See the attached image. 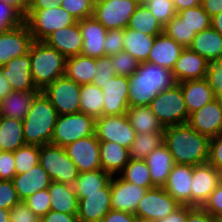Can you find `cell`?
<instances>
[{"label": "cell", "mask_w": 222, "mask_h": 222, "mask_svg": "<svg viewBox=\"0 0 222 222\" xmlns=\"http://www.w3.org/2000/svg\"><path fill=\"white\" fill-rule=\"evenodd\" d=\"M176 84L172 70L155 63H139L136 72L128 77L129 107L149 106L158 93Z\"/></svg>", "instance_id": "obj_1"}, {"label": "cell", "mask_w": 222, "mask_h": 222, "mask_svg": "<svg viewBox=\"0 0 222 222\" xmlns=\"http://www.w3.org/2000/svg\"><path fill=\"white\" fill-rule=\"evenodd\" d=\"M164 143L175 164L196 166L207 163L210 138L187 123L164 128Z\"/></svg>", "instance_id": "obj_2"}, {"label": "cell", "mask_w": 222, "mask_h": 222, "mask_svg": "<svg viewBox=\"0 0 222 222\" xmlns=\"http://www.w3.org/2000/svg\"><path fill=\"white\" fill-rule=\"evenodd\" d=\"M58 113L49 99L40 91L32 101L23 119L25 144L43 146L51 144Z\"/></svg>", "instance_id": "obj_3"}, {"label": "cell", "mask_w": 222, "mask_h": 222, "mask_svg": "<svg viewBox=\"0 0 222 222\" xmlns=\"http://www.w3.org/2000/svg\"><path fill=\"white\" fill-rule=\"evenodd\" d=\"M30 69L35 86L40 91L56 79L65 76L66 58L44 41L30 45Z\"/></svg>", "instance_id": "obj_4"}, {"label": "cell", "mask_w": 222, "mask_h": 222, "mask_svg": "<svg viewBox=\"0 0 222 222\" xmlns=\"http://www.w3.org/2000/svg\"><path fill=\"white\" fill-rule=\"evenodd\" d=\"M24 22L34 41H44L54 31L75 24L77 20L58 5L52 9H29Z\"/></svg>", "instance_id": "obj_5"}, {"label": "cell", "mask_w": 222, "mask_h": 222, "mask_svg": "<svg viewBox=\"0 0 222 222\" xmlns=\"http://www.w3.org/2000/svg\"><path fill=\"white\" fill-rule=\"evenodd\" d=\"M149 107L164 128L188 122L189 113L178 84L158 93Z\"/></svg>", "instance_id": "obj_6"}, {"label": "cell", "mask_w": 222, "mask_h": 222, "mask_svg": "<svg viewBox=\"0 0 222 222\" xmlns=\"http://www.w3.org/2000/svg\"><path fill=\"white\" fill-rule=\"evenodd\" d=\"M39 164L52 181L71 186L80 173L76 164L69 158L65 147L53 144L39 146Z\"/></svg>", "instance_id": "obj_7"}, {"label": "cell", "mask_w": 222, "mask_h": 222, "mask_svg": "<svg viewBox=\"0 0 222 222\" xmlns=\"http://www.w3.org/2000/svg\"><path fill=\"white\" fill-rule=\"evenodd\" d=\"M96 119L85 113L58 115L51 144L66 147L78 139L95 134Z\"/></svg>", "instance_id": "obj_8"}, {"label": "cell", "mask_w": 222, "mask_h": 222, "mask_svg": "<svg viewBox=\"0 0 222 222\" xmlns=\"http://www.w3.org/2000/svg\"><path fill=\"white\" fill-rule=\"evenodd\" d=\"M81 85L62 76L43 90L58 115H68L79 112Z\"/></svg>", "instance_id": "obj_9"}, {"label": "cell", "mask_w": 222, "mask_h": 222, "mask_svg": "<svg viewBox=\"0 0 222 222\" xmlns=\"http://www.w3.org/2000/svg\"><path fill=\"white\" fill-rule=\"evenodd\" d=\"M138 6V0L95 1L93 17L107 30L125 29Z\"/></svg>", "instance_id": "obj_10"}, {"label": "cell", "mask_w": 222, "mask_h": 222, "mask_svg": "<svg viewBox=\"0 0 222 222\" xmlns=\"http://www.w3.org/2000/svg\"><path fill=\"white\" fill-rule=\"evenodd\" d=\"M180 204L163 187L148 189L139 201L135 216L143 220L157 222L171 214Z\"/></svg>", "instance_id": "obj_11"}, {"label": "cell", "mask_w": 222, "mask_h": 222, "mask_svg": "<svg viewBox=\"0 0 222 222\" xmlns=\"http://www.w3.org/2000/svg\"><path fill=\"white\" fill-rule=\"evenodd\" d=\"M95 135L99 141H111L129 149L136 132L127 115L100 116L96 119Z\"/></svg>", "instance_id": "obj_12"}, {"label": "cell", "mask_w": 222, "mask_h": 222, "mask_svg": "<svg viewBox=\"0 0 222 222\" xmlns=\"http://www.w3.org/2000/svg\"><path fill=\"white\" fill-rule=\"evenodd\" d=\"M80 222H101L111 210V179L101 192L77 193Z\"/></svg>", "instance_id": "obj_13"}, {"label": "cell", "mask_w": 222, "mask_h": 222, "mask_svg": "<svg viewBox=\"0 0 222 222\" xmlns=\"http://www.w3.org/2000/svg\"><path fill=\"white\" fill-rule=\"evenodd\" d=\"M33 41L32 34L25 22L0 32V67L13 58L26 55Z\"/></svg>", "instance_id": "obj_14"}, {"label": "cell", "mask_w": 222, "mask_h": 222, "mask_svg": "<svg viewBox=\"0 0 222 222\" xmlns=\"http://www.w3.org/2000/svg\"><path fill=\"white\" fill-rule=\"evenodd\" d=\"M65 149L80 173L102 169L99 140L95 134L78 139Z\"/></svg>", "instance_id": "obj_15"}, {"label": "cell", "mask_w": 222, "mask_h": 222, "mask_svg": "<svg viewBox=\"0 0 222 222\" xmlns=\"http://www.w3.org/2000/svg\"><path fill=\"white\" fill-rule=\"evenodd\" d=\"M222 180V173L208 162L193 166L191 206L202 207Z\"/></svg>", "instance_id": "obj_16"}, {"label": "cell", "mask_w": 222, "mask_h": 222, "mask_svg": "<svg viewBox=\"0 0 222 222\" xmlns=\"http://www.w3.org/2000/svg\"><path fill=\"white\" fill-rule=\"evenodd\" d=\"M148 191L133 183H128L119 175L111 177V210L135 214L137 205Z\"/></svg>", "instance_id": "obj_17"}, {"label": "cell", "mask_w": 222, "mask_h": 222, "mask_svg": "<svg viewBox=\"0 0 222 222\" xmlns=\"http://www.w3.org/2000/svg\"><path fill=\"white\" fill-rule=\"evenodd\" d=\"M187 124L209 138L218 135L222 132V100L215 98L190 113Z\"/></svg>", "instance_id": "obj_18"}, {"label": "cell", "mask_w": 222, "mask_h": 222, "mask_svg": "<svg viewBox=\"0 0 222 222\" xmlns=\"http://www.w3.org/2000/svg\"><path fill=\"white\" fill-rule=\"evenodd\" d=\"M103 93V116L126 114L128 104V77L116 75L111 78L104 87Z\"/></svg>", "instance_id": "obj_19"}, {"label": "cell", "mask_w": 222, "mask_h": 222, "mask_svg": "<svg viewBox=\"0 0 222 222\" xmlns=\"http://www.w3.org/2000/svg\"><path fill=\"white\" fill-rule=\"evenodd\" d=\"M0 70L10 83L12 91H40L35 86L31 75L29 53L11 59L1 66Z\"/></svg>", "instance_id": "obj_20"}, {"label": "cell", "mask_w": 222, "mask_h": 222, "mask_svg": "<svg viewBox=\"0 0 222 222\" xmlns=\"http://www.w3.org/2000/svg\"><path fill=\"white\" fill-rule=\"evenodd\" d=\"M209 61L198 53L184 48L172 69L177 83L206 77Z\"/></svg>", "instance_id": "obj_21"}, {"label": "cell", "mask_w": 222, "mask_h": 222, "mask_svg": "<svg viewBox=\"0 0 222 222\" xmlns=\"http://www.w3.org/2000/svg\"><path fill=\"white\" fill-rule=\"evenodd\" d=\"M44 42L57 49L65 58L80 55L83 46V37L80 24H75L60 28L51 33Z\"/></svg>", "instance_id": "obj_22"}, {"label": "cell", "mask_w": 222, "mask_h": 222, "mask_svg": "<svg viewBox=\"0 0 222 222\" xmlns=\"http://www.w3.org/2000/svg\"><path fill=\"white\" fill-rule=\"evenodd\" d=\"M192 173V165L175 164L163 186L180 205L191 206Z\"/></svg>", "instance_id": "obj_23"}, {"label": "cell", "mask_w": 222, "mask_h": 222, "mask_svg": "<svg viewBox=\"0 0 222 222\" xmlns=\"http://www.w3.org/2000/svg\"><path fill=\"white\" fill-rule=\"evenodd\" d=\"M83 37L81 55L93 58L105 56V37L107 29L94 17L78 21Z\"/></svg>", "instance_id": "obj_24"}, {"label": "cell", "mask_w": 222, "mask_h": 222, "mask_svg": "<svg viewBox=\"0 0 222 222\" xmlns=\"http://www.w3.org/2000/svg\"><path fill=\"white\" fill-rule=\"evenodd\" d=\"M12 182L20 200L24 201L30 195L47 189L52 180L46 170L38 163L26 173L16 174Z\"/></svg>", "instance_id": "obj_25"}, {"label": "cell", "mask_w": 222, "mask_h": 222, "mask_svg": "<svg viewBox=\"0 0 222 222\" xmlns=\"http://www.w3.org/2000/svg\"><path fill=\"white\" fill-rule=\"evenodd\" d=\"M152 183L156 187H163L173 169L175 162L168 147L163 143L155 148L146 158Z\"/></svg>", "instance_id": "obj_26"}, {"label": "cell", "mask_w": 222, "mask_h": 222, "mask_svg": "<svg viewBox=\"0 0 222 222\" xmlns=\"http://www.w3.org/2000/svg\"><path fill=\"white\" fill-rule=\"evenodd\" d=\"M183 49L163 32L155 37L147 62L172 70Z\"/></svg>", "instance_id": "obj_27"}, {"label": "cell", "mask_w": 222, "mask_h": 222, "mask_svg": "<svg viewBox=\"0 0 222 222\" xmlns=\"http://www.w3.org/2000/svg\"><path fill=\"white\" fill-rule=\"evenodd\" d=\"M182 90L188 113H192L215 99L207 80H190L177 83Z\"/></svg>", "instance_id": "obj_28"}, {"label": "cell", "mask_w": 222, "mask_h": 222, "mask_svg": "<svg viewBox=\"0 0 222 222\" xmlns=\"http://www.w3.org/2000/svg\"><path fill=\"white\" fill-rule=\"evenodd\" d=\"M102 170L111 176L119 175L129 162V150L118 143L99 141Z\"/></svg>", "instance_id": "obj_29"}, {"label": "cell", "mask_w": 222, "mask_h": 222, "mask_svg": "<svg viewBox=\"0 0 222 222\" xmlns=\"http://www.w3.org/2000/svg\"><path fill=\"white\" fill-rule=\"evenodd\" d=\"M188 48L209 62L222 60V35L210 27L197 33Z\"/></svg>", "instance_id": "obj_30"}, {"label": "cell", "mask_w": 222, "mask_h": 222, "mask_svg": "<svg viewBox=\"0 0 222 222\" xmlns=\"http://www.w3.org/2000/svg\"><path fill=\"white\" fill-rule=\"evenodd\" d=\"M40 91H12L0 100V113L7 118L22 120L26 117L33 99Z\"/></svg>", "instance_id": "obj_31"}, {"label": "cell", "mask_w": 222, "mask_h": 222, "mask_svg": "<svg viewBox=\"0 0 222 222\" xmlns=\"http://www.w3.org/2000/svg\"><path fill=\"white\" fill-rule=\"evenodd\" d=\"M52 211L77 214L78 197L71 185L52 181L48 186Z\"/></svg>", "instance_id": "obj_32"}, {"label": "cell", "mask_w": 222, "mask_h": 222, "mask_svg": "<svg viewBox=\"0 0 222 222\" xmlns=\"http://www.w3.org/2000/svg\"><path fill=\"white\" fill-rule=\"evenodd\" d=\"M96 75V58L76 55L66 58L65 76L79 85L91 84Z\"/></svg>", "instance_id": "obj_33"}, {"label": "cell", "mask_w": 222, "mask_h": 222, "mask_svg": "<svg viewBox=\"0 0 222 222\" xmlns=\"http://www.w3.org/2000/svg\"><path fill=\"white\" fill-rule=\"evenodd\" d=\"M155 37L126 27L123 51L128 52L139 63L147 62Z\"/></svg>", "instance_id": "obj_34"}, {"label": "cell", "mask_w": 222, "mask_h": 222, "mask_svg": "<svg viewBox=\"0 0 222 222\" xmlns=\"http://www.w3.org/2000/svg\"><path fill=\"white\" fill-rule=\"evenodd\" d=\"M126 115L136 134L164 132V127L149 106L129 107Z\"/></svg>", "instance_id": "obj_35"}, {"label": "cell", "mask_w": 222, "mask_h": 222, "mask_svg": "<svg viewBox=\"0 0 222 222\" xmlns=\"http://www.w3.org/2000/svg\"><path fill=\"white\" fill-rule=\"evenodd\" d=\"M25 145L23 121L2 116L0 120V149L14 152Z\"/></svg>", "instance_id": "obj_36"}, {"label": "cell", "mask_w": 222, "mask_h": 222, "mask_svg": "<svg viewBox=\"0 0 222 222\" xmlns=\"http://www.w3.org/2000/svg\"><path fill=\"white\" fill-rule=\"evenodd\" d=\"M103 107L102 89L92 83L81 85L79 112L97 119L103 116Z\"/></svg>", "instance_id": "obj_37"}, {"label": "cell", "mask_w": 222, "mask_h": 222, "mask_svg": "<svg viewBox=\"0 0 222 222\" xmlns=\"http://www.w3.org/2000/svg\"><path fill=\"white\" fill-rule=\"evenodd\" d=\"M127 28L151 36H157L163 33L162 24L155 18L146 5L140 4L130 18Z\"/></svg>", "instance_id": "obj_38"}, {"label": "cell", "mask_w": 222, "mask_h": 222, "mask_svg": "<svg viewBox=\"0 0 222 222\" xmlns=\"http://www.w3.org/2000/svg\"><path fill=\"white\" fill-rule=\"evenodd\" d=\"M111 175L102 169L79 173L72 187L75 193L101 192V189L110 181Z\"/></svg>", "instance_id": "obj_39"}, {"label": "cell", "mask_w": 222, "mask_h": 222, "mask_svg": "<svg viewBox=\"0 0 222 222\" xmlns=\"http://www.w3.org/2000/svg\"><path fill=\"white\" fill-rule=\"evenodd\" d=\"M164 143V133L136 134L130 145L129 157L133 160H145V158L157 147Z\"/></svg>", "instance_id": "obj_40"}, {"label": "cell", "mask_w": 222, "mask_h": 222, "mask_svg": "<svg viewBox=\"0 0 222 222\" xmlns=\"http://www.w3.org/2000/svg\"><path fill=\"white\" fill-rule=\"evenodd\" d=\"M119 176L128 183L151 189L155 186L152 183L149 167L145 160L130 159Z\"/></svg>", "instance_id": "obj_41"}, {"label": "cell", "mask_w": 222, "mask_h": 222, "mask_svg": "<svg viewBox=\"0 0 222 222\" xmlns=\"http://www.w3.org/2000/svg\"><path fill=\"white\" fill-rule=\"evenodd\" d=\"M163 32L183 48H188L196 32L191 30L177 14L163 27Z\"/></svg>", "instance_id": "obj_42"}, {"label": "cell", "mask_w": 222, "mask_h": 222, "mask_svg": "<svg viewBox=\"0 0 222 222\" xmlns=\"http://www.w3.org/2000/svg\"><path fill=\"white\" fill-rule=\"evenodd\" d=\"M176 14L196 34L211 27V17L203 9L202 5L178 11Z\"/></svg>", "instance_id": "obj_43"}, {"label": "cell", "mask_w": 222, "mask_h": 222, "mask_svg": "<svg viewBox=\"0 0 222 222\" xmlns=\"http://www.w3.org/2000/svg\"><path fill=\"white\" fill-rule=\"evenodd\" d=\"M16 174H23L39 163V146L25 144L14 151Z\"/></svg>", "instance_id": "obj_44"}, {"label": "cell", "mask_w": 222, "mask_h": 222, "mask_svg": "<svg viewBox=\"0 0 222 222\" xmlns=\"http://www.w3.org/2000/svg\"><path fill=\"white\" fill-rule=\"evenodd\" d=\"M164 27L177 13L172 0H151L145 4Z\"/></svg>", "instance_id": "obj_45"}, {"label": "cell", "mask_w": 222, "mask_h": 222, "mask_svg": "<svg viewBox=\"0 0 222 222\" xmlns=\"http://www.w3.org/2000/svg\"><path fill=\"white\" fill-rule=\"evenodd\" d=\"M95 0H63L60 5L70 13L77 21L93 17Z\"/></svg>", "instance_id": "obj_46"}, {"label": "cell", "mask_w": 222, "mask_h": 222, "mask_svg": "<svg viewBox=\"0 0 222 222\" xmlns=\"http://www.w3.org/2000/svg\"><path fill=\"white\" fill-rule=\"evenodd\" d=\"M112 66L115 68L116 75L131 76L136 72L139 62L128 52L121 51L118 54L112 55Z\"/></svg>", "instance_id": "obj_47"}, {"label": "cell", "mask_w": 222, "mask_h": 222, "mask_svg": "<svg viewBox=\"0 0 222 222\" xmlns=\"http://www.w3.org/2000/svg\"><path fill=\"white\" fill-rule=\"evenodd\" d=\"M24 203L42 218L51 209V200L48 189L40 190L33 195H30L24 200Z\"/></svg>", "instance_id": "obj_48"}, {"label": "cell", "mask_w": 222, "mask_h": 222, "mask_svg": "<svg viewBox=\"0 0 222 222\" xmlns=\"http://www.w3.org/2000/svg\"><path fill=\"white\" fill-rule=\"evenodd\" d=\"M114 76H116V73L115 68L112 66L111 57L104 56L96 58V75L92 84L102 88L104 87V84Z\"/></svg>", "instance_id": "obj_49"}, {"label": "cell", "mask_w": 222, "mask_h": 222, "mask_svg": "<svg viewBox=\"0 0 222 222\" xmlns=\"http://www.w3.org/2000/svg\"><path fill=\"white\" fill-rule=\"evenodd\" d=\"M24 22V17L11 5L0 1V32L7 31Z\"/></svg>", "instance_id": "obj_50"}, {"label": "cell", "mask_w": 222, "mask_h": 222, "mask_svg": "<svg viewBox=\"0 0 222 222\" xmlns=\"http://www.w3.org/2000/svg\"><path fill=\"white\" fill-rule=\"evenodd\" d=\"M205 79L212 87L215 98L222 100V60L209 62Z\"/></svg>", "instance_id": "obj_51"}, {"label": "cell", "mask_w": 222, "mask_h": 222, "mask_svg": "<svg viewBox=\"0 0 222 222\" xmlns=\"http://www.w3.org/2000/svg\"><path fill=\"white\" fill-rule=\"evenodd\" d=\"M21 202L12 180H0V208L10 210Z\"/></svg>", "instance_id": "obj_52"}, {"label": "cell", "mask_w": 222, "mask_h": 222, "mask_svg": "<svg viewBox=\"0 0 222 222\" xmlns=\"http://www.w3.org/2000/svg\"><path fill=\"white\" fill-rule=\"evenodd\" d=\"M105 56H112L123 51L124 29H110L105 37Z\"/></svg>", "instance_id": "obj_53"}, {"label": "cell", "mask_w": 222, "mask_h": 222, "mask_svg": "<svg viewBox=\"0 0 222 222\" xmlns=\"http://www.w3.org/2000/svg\"><path fill=\"white\" fill-rule=\"evenodd\" d=\"M9 222H41V218L24 203L15 204L10 210Z\"/></svg>", "instance_id": "obj_54"}, {"label": "cell", "mask_w": 222, "mask_h": 222, "mask_svg": "<svg viewBox=\"0 0 222 222\" xmlns=\"http://www.w3.org/2000/svg\"><path fill=\"white\" fill-rule=\"evenodd\" d=\"M202 207L209 212L216 221L222 218V180Z\"/></svg>", "instance_id": "obj_55"}, {"label": "cell", "mask_w": 222, "mask_h": 222, "mask_svg": "<svg viewBox=\"0 0 222 222\" xmlns=\"http://www.w3.org/2000/svg\"><path fill=\"white\" fill-rule=\"evenodd\" d=\"M207 162L222 173V132L210 138Z\"/></svg>", "instance_id": "obj_56"}, {"label": "cell", "mask_w": 222, "mask_h": 222, "mask_svg": "<svg viewBox=\"0 0 222 222\" xmlns=\"http://www.w3.org/2000/svg\"><path fill=\"white\" fill-rule=\"evenodd\" d=\"M15 175L14 152L0 151V180H12Z\"/></svg>", "instance_id": "obj_57"}, {"label": "cell", "mask_w": 222, "mask_h": 222, "mask_svg": "<svg viewBox=\"0 0 222 222\" xmlns=\"http://www.w3.org/2000/svg\"><path fill=\"white\" fill-rule=\"evenodd\" d=\"M187 222H217L203 207L187 205Z\"/></svg>", "instance_id": "obj_58"}, {"label": "cell", "mask_w": 222, "mask_h": 222, "mask_svg": "<svg viewBox=\"0 0 222 222\" xmlns=\"http://www.w3.org/2000/svg\"><path fill=\"white\" fill-rule=\"evenodd\" d=\"M41 222H80L77 214H66L58 211H48Z\"/></svg>", "instance_id": "obj_59"}, {"label": "cell", "mask_w": 222, "mask_h": 222, "mask_svg": "<svg viewBox=\"0 0 222 222\" xmlns=\"http://www.w3.org/2000/svg\"><path fill=\"white\" fill-rule=\"evenodd\" d=\"M136 216L129 212L110 210L101 222H135Z\"/></svg>", "instance_id": "obj_60"}, {"label": "cell", "mask_w": 222, "mask_h": 222, "mask_svg": "<svg viewBox=\"0 0 222 222\" xmlns=\"http://www.w3.org/2000/svg\"><path fill=\"white\" fill-rule=\"evenodd\" d=\"M157 222H187V205H180L171 214Z\"/></svg>", "instance_id": "obj_61"}, {"label": "cell", "mask_w": 222, "mask_h": 222, "mask_svg": "<svg viewBox=\"0 0 222 222\" xmlns=\"http://www.w3.org/2000/svg\"><path fill=\"white\" fill-rule=\"evenodd\" d=\"M201 5L210 17L222 12V0H202Z\"/></svg>", "instance_id": "obj_62"}, {"label": "cell", "mask_w": 222, "mask_h": 222, "mask_svg": "<svg viewBox=\"0 0 222 222\" xmlns=\"http://www.w3.org/2000/svg\"><path fill=\"white\" fill-rule=\"evenodd\" d=\"M63 0H32L29 9H52L61 5Z\"/></svg>", "instance_id": "obj_63"}, {"label": "cell", "mask_w": 222, "mask_h": 222, "mask_svg": "<svg viewBox=\"0 0 222 222\" xmlns=\"http://www.w3.org/2000/svg\"><path fill=\"white\" fill-rule=\"evenodd\" d=\"M5 2L8 5H11L14 9H16L23 17L26 16L30 3L28 0H0Z\"/></svg>", "instance_id": "obj_64"}, {"label": "cell", "mask_w": 222, "mask_h": 222, "mask_svg": "<svg viewBox=\"0 0 222 222\" xmlns=\"http://www.w3.org/2000/svg\"><path fill=\"white\" fill-rule=\"evenodd\" d=\"M176 11H181L194 6L201 5L202 0H172Z\"/></svg>", "instance_id": "obj_65"}, {"label": "cell", "mask_w": 222, "mask_h": 222, "mask_svg": "<svg viewBox=\"0 0 222 222\" xmlns=\"http://www.w3.org/2000/svg\"><path fill=\"white\" fill-rule=\"evenodd\" d=\"M11 92L12 89L10 83L0 70V100L4 99Z\"/></svg>", "instance_id": "obj_66"}, {"label": "cell", "mask_w": 222, "mask_h": 222, "mask_svg": "<svg viewBox=\"0 0 222 222\" xmlns=\"http://www.w3.org/2000/svg\"><path fill=\"white\" fill-rule=\"evenodd\" d=\"M211 27L222 35V12L211 17Z\"/></svg>", "instance_id": "obj_67"}, {"label": "cell", "mask_w": 222, "mask_h": 222, "mask_svg": "<svg viewBox=\"0 0 222 222\" xmlns=\"http://www.w3.org/2000/svg\"><path fill=\"white\" fill-rule=\"evenodd\" d=\"M9 220H10L9 210L0 208V222H9Z\"/></svg>", "instance_id": "obj_68"}, {"label": "cell", "mask_w": 222, "mask_h": 222, "mask_svg": "<svg viewBox=\"0 0 222 222\" xmlns=\"http://www.w3.org/2000/svg\"><path fill=\"white\" fill-rule=\"evenodd\" d=\"M151 0H138L140 5H145L146 3H148Z\"/></svg>", "instance_id": "obj_69"}, {"label": "cell", "mask_w": 222, "mask_h": 222, "mask_svg": "<svg viewBox=\"0 0 222 222\" xmlns=\"http://www.w3.org/2000/svg\"><path fill=\"white\" fill-rule=\"evenodd\" d=\"M135 222H153V221L143 220V219H140V218H136V221H135Z\"/></svg>", "instance_id": "obj_70"}]
</instances>
